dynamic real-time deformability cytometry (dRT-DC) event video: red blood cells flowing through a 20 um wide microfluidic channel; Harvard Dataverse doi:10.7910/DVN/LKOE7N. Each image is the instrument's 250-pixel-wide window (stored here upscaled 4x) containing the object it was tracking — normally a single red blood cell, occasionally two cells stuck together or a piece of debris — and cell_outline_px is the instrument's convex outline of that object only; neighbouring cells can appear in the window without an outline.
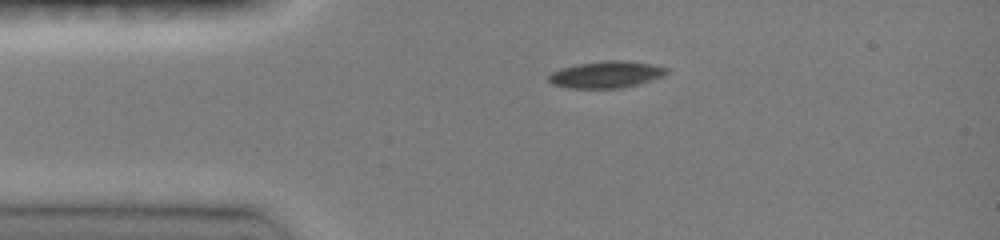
{"species": "common noctule bat (a hibernating species)", "species_latin": "Nyctalus noctula", "temperature_condition": "room temperature", "stored_images_in_passage": 37, "camera_frame_rate_fps": 3000, "um_per_image_px": 0.085, "animal": {"sex": "female", "body_mass_g": 19.0, "forearm_length_mm": 51.5}, "frame": {"image": 1, "passage_image": 1, "time_ms": 0.0, "image_size_px": [1000, 240], "cell_outline_px": [[668, 72], [664, 76], [652, 80], [620, 88], [568, 88], [552, 84], [548, 80], [548, 76], [552, 72], [560, 68], [576, 64], [604, 60], [628, 60], [652, 64], [668, 68]], "centroid_in_image_um": [51.52, 6.32], "position_along_channel_um": 33.5, "area_um2": 18.55}}
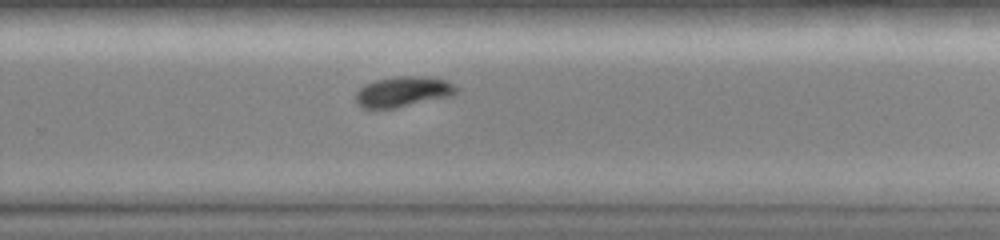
{"frame": {"image": 2, "passage_image": 24, "time_ms": 7.333, "image_size_px": [1000, 240], "cell_outline_px": [[456, 92], [452, 96], [396, 108], [364, 108], [356, 104], [356, 92], [364, 84], [376, 80], [400, 76], [428, 76], [448, 80], [456, 88]], "centroid_in_image_um": [34.26, 7.79], "position_along_channel_um": 295.5, "area_um2": 17.86}}
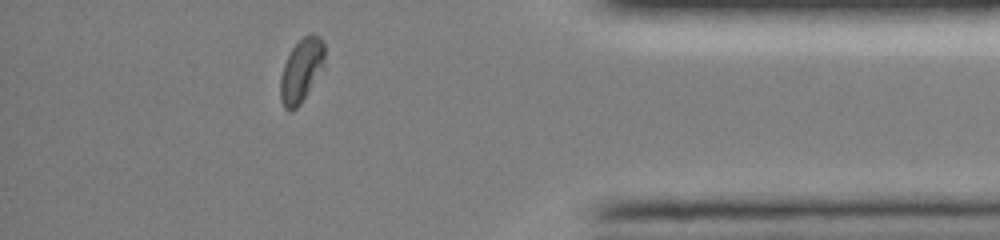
{"frame": {"image": 3, "passage_image": 34, "time_ms": 10.667, "image_size_px": [1000, 240], "cell_outline_px": [[324, 64], [300, 104], [292, 112], [288, 112], [284, 108], [280, 100], [280, 76], [284, 64], [292, 48], [308, 32], [312, 32], [320, 36], [324, 44]], "centroid_in_image_um": [25.59, 5.97], "position_along_channel_um": 409.6, "area_um2": 16.3}, "authors_computed_cell_mechanics": {"area_um2": 18.1492, "velocity_mm_per_s": 3.991, "shape_relaxation_time_tau1_ms": 5.5468, "shape_relaxation_time_tau2_ms": 3.4199, "deformation_change_tau1": 0.1477, "deformation_change_tau2": 0.0512}}